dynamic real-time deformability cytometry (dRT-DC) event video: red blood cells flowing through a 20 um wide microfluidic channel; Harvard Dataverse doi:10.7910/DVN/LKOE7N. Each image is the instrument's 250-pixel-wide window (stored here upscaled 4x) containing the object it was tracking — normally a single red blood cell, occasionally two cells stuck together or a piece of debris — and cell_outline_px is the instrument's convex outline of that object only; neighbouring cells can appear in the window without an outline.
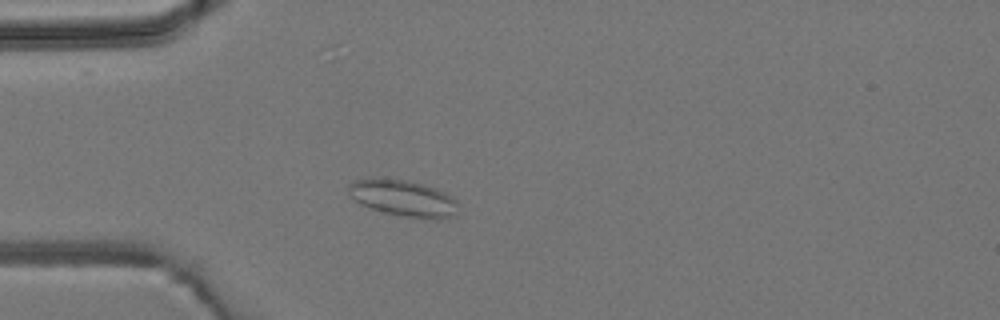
{"species": "common noctule bat (a hibernating species)", "species_latin": "Nyctalus noctula", "temperature_condition": "room temperature", "stored_images_in_passage": 3, "camera_frame_rate_fps": 3000, "um_per_image_px": 0.085, "animal": {"sex": "male", "body_mass_g": 19.2, "forearm_length_mm": 51.8}, "frame": {"image": 1, "passage_image": 3, "time_ms": 2.333, "image_size_px": [1000, 320], "cell_outline_px": [[456, 216], [448, 220], [432, 220], [384, 212], [360, 204], [348, 192], [348, 184], [356, 180], [408, 180], [424, 184], [436, 188], [452, 196], [456, 200]], "centroid_in_image_um": [34.37, 16.88], "position_along_channel_um": 50.6, "area_um2": 22.95}}